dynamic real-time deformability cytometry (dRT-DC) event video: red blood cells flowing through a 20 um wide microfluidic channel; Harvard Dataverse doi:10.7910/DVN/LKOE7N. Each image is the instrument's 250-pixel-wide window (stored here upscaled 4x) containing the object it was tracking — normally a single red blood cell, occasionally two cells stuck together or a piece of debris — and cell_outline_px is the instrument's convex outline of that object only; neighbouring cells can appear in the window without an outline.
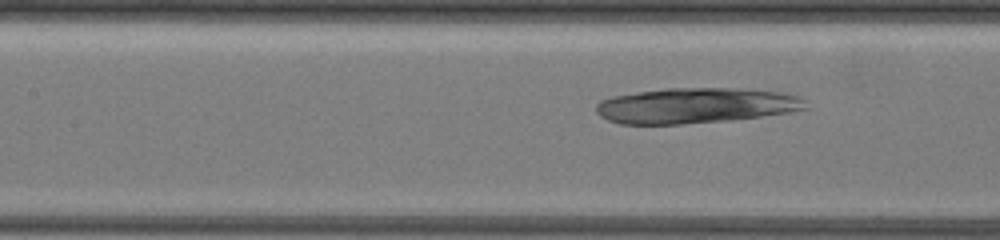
{"species": "common noctule bat (a hibernating species)", "species_latin": "Nyctalus noctula", "temperature_condition": "warm", "stored_images_in_passage": 24, "camera_frame_rate_fps": 3000, "um_per_image_px": 0.085, "animal": {"sex": "female", "body_mass_g": 19.5, "forearm_length_mm": 54.1}, "frame": {"image": 1, "passage_image": 13, "time_ms": 7.0, "image_size_px": [1000, 240], "cell_outline_px": [[808, 108], [788, 112], [760, 116], [728, 120], [680, 124], [620, 124], [608, 120], [600, 116], [596, 112], [596, 104], [600, 100], [612, 96], [664, 88], [744, 88], [788, 92], [800, 96], [804, 100]], "centroid_in_image_um": [59.15, 8.96], "position_along_channel_um": 148.3, "area_um2": 43.52}}
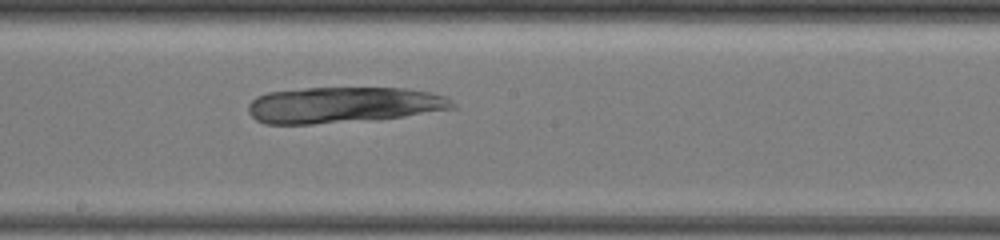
{"frame": {"image": 2, "passage_image": 18, "time_ms": 9.0, "image_size_px": [1000, 240], "cell_outline_px": [[456, 108], [404, 116], [376, 120], [312, 124], [264, 124], [256, 120], [248, 112], [248, 104], [256, 96], [268, 92], [308, 88], [404, 88], [428, 92], [444, 96], [452, 100], [456, 104]], "centroid_in_image_um": [29.17, 8.93], "position_along_channel_um": 219.0, "area_um2": 43.06}}
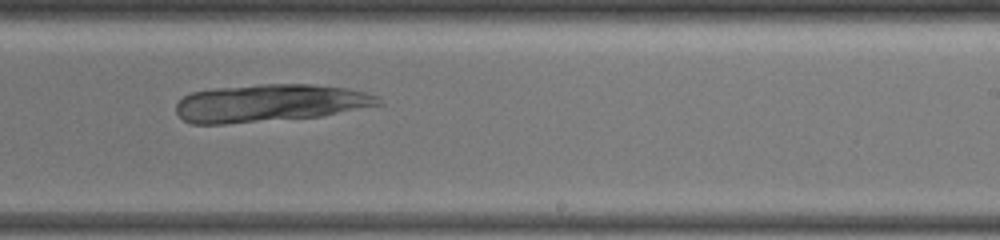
{"frame": {"image": 3, "passage_image": 21, "time_ms": 10.333, "image_size_px": [1000, 240], "cell_outline_px": [[384, 104], [320, 116], [224, 124], [192, 124], [184, 120], [176, 112], [176, 104], [184, 96], [192, 92], [212, 88], [260, 84], [312, 84], [344, 88], [364, 92], [376, 96]], "centroid_in_image_um": [22.89, 8.75], "position_along_channel_um": 266.1, "area_um2": 44.1}}